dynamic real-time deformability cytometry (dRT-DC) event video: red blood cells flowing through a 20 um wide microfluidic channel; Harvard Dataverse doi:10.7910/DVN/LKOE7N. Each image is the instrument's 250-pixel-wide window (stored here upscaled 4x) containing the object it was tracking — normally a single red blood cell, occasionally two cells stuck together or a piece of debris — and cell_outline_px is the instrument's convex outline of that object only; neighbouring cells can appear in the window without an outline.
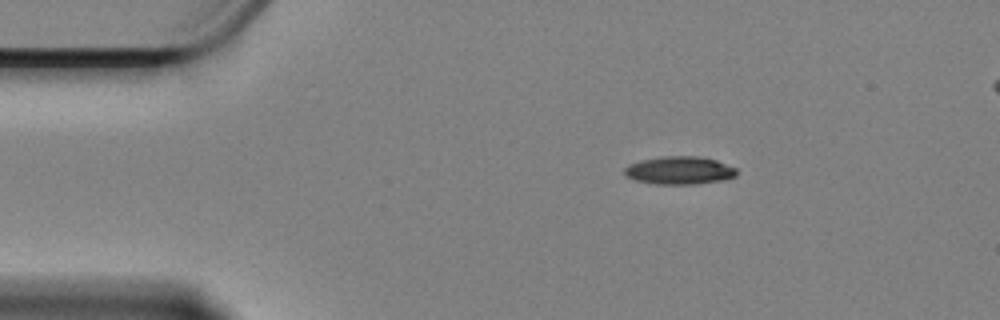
{"species": "Egyptian fruit bat (a non-hibernating species)", "species_latin": "Rousettus aegyptiacus", "temperature_condition": "cold", "stored_images_in_passage": 50, "camera_frame_rate_fps": 3000, "um_per_image_px": 0.085, "animal": {"sex": "female"}, "frame": {"image": 1, "passage_image": 1, "time_ms": 0.0, "image_size_px": [1000, 320], "cell_outline_px": [[736, 176], [724, 180], [696, 184], [656, 184], [636, 180], [624, 176], [624, 168], [628, 164], [640, 160], [664, 156], [696, 156], [716, 160], [736, 168]], "centroid_in_image_um": [57.73, 14.48], "position_along_channel_um": 27.3, "area_um2": 18.32}}
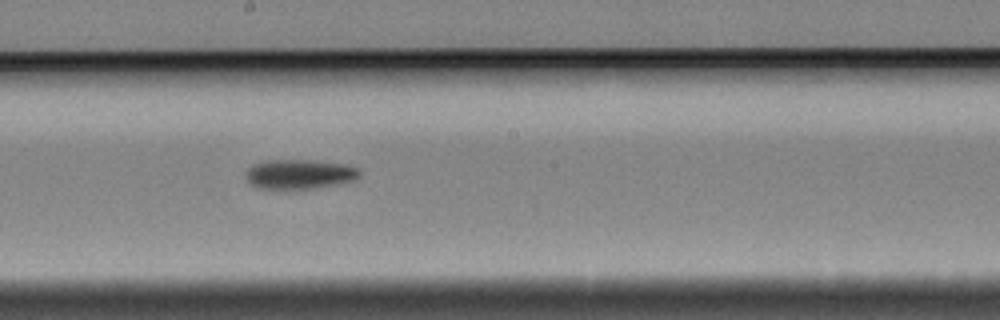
{"frame": {"image": 2, "passage_image": 23, "time_ms": 7.333, "image_size_px": [1000, 320], "cell_outline_px": [[360, 176], [356, 180], [316, 188], [256, 188], [248, 184], [244, 176], [244, 172], [252, 164], [268, 160], [312, 160], [344, 164], [360, 168]], "centroid_in_image_um": [25.42, 14.8], "position_along_channel_um": 222.8, "area_um2": 19.83}}
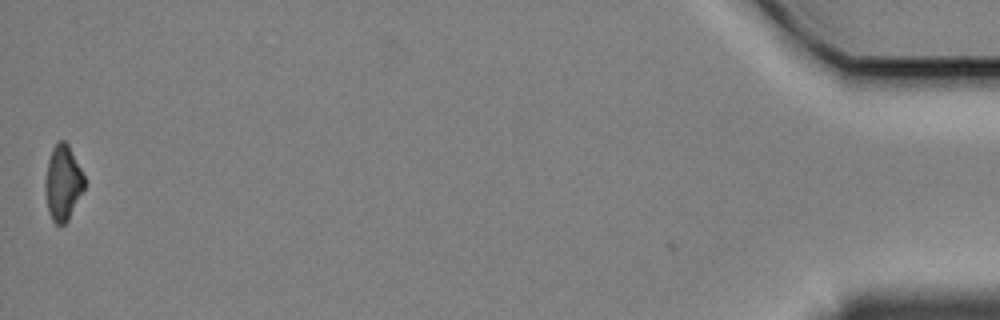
{"frame": {"image": 3, "passage_image": 50, "time_ms": 16.333, "image_size_px": [1000, 320], "cell_outline_px": [[84, 188], [68, 220], [60, 228], [52, 220], [48, 212], [44, 192], [44, 180], [48, 160], [52, 148], [60, 140], [64, 140], [68, 144], [84, 176]], "centroid_in_image_um": [5.31, 15.57], "position_along_channel_um": 429.9, "area_um2": 17.22}, "authors_computed_cell_mechanics": {"area_um2": 18.6983, "velocity_mm_per_s": 3.3664, "shape_relaxation_time_tau1_ms": 4.7884, "shape_relaxation_time_tau2_ms": null, "deformation_change_tau1": 0.1434, "deformation_change_tau2": null}}